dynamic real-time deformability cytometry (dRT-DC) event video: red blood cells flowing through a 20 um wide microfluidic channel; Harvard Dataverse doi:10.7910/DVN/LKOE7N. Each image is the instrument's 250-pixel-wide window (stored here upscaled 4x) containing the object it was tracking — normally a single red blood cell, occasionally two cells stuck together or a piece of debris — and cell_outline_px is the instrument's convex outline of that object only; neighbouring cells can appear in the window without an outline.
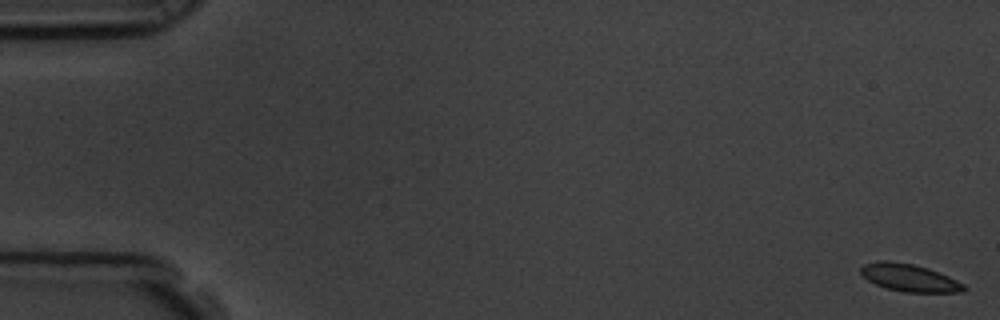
{"species": "common noctule bat (a hibernating species)", "species_latin": "Nyctalus noctula", "temperature_condition": "room temperature", "stored_images_in_passage": 58, "camera_frame_rate_fps": 3000, "um_per_image_px": 0.085, "animal": {"sex": "male", "body_mass_g": 19.5, "forearm_length_mm": 54.6}, "frame": {"image": 1, "passage_image": 1, "time_ms": 0.0, "image_size_px": [1000, 320], "cell_outline_px": [[964, 292], [904, 292], [888, 288], [876, 284], [868, 280], [860, 272], [860, 268], [864, 264], [880, 260], [888, 260], [912, 264], [928, 268], [948, 276], [964, 284]], "centroid_in_image_um": [77.28, 23.6], "position_along_channel_um": 7.7, "area_um2": 16.3}}
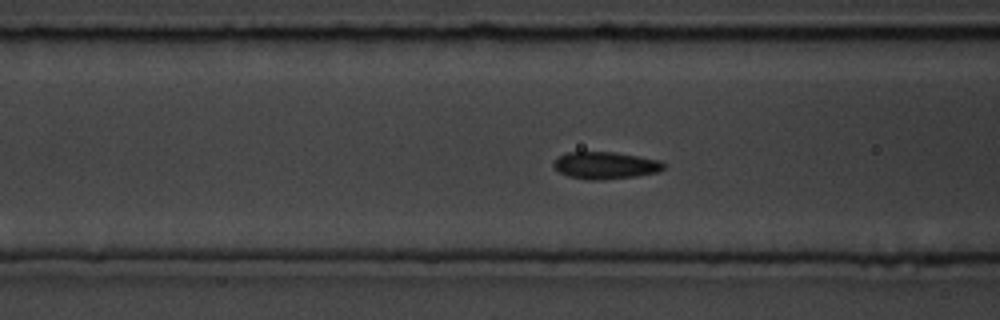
{"frame": {"image": 2, "passage_image": 23, "time_ms": 7.333, "image_size_px": [1000, 320], "cell_outline_px": [[664, 168], [656, 172], [636, 176], [604, 180], [588, 180], [568, 176], [560, 172], [552, 164], [560, 156], [568, 152], [616, 152], [660, 160], [664, 164]], "centroid_in_image_um": [51.46, 14.06], "position_along_channel_um": 115.1, "area_um2": 17.28}}
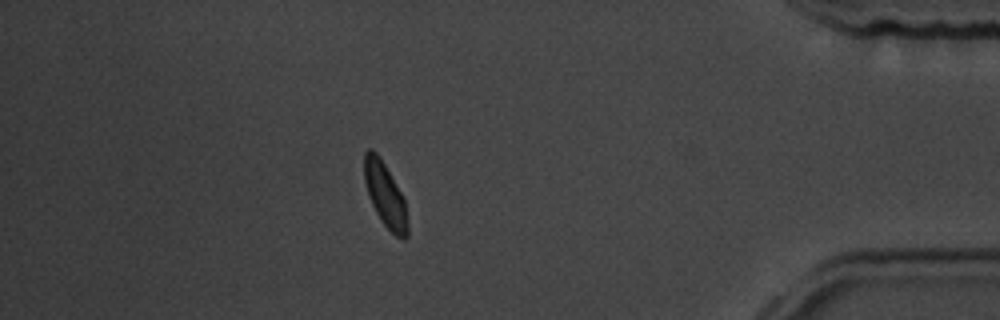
{"frame": {"image": 3, "passage_image": 51, "time_ms": 16.667, "image_size_px": [1000, 320], "cell_outline_px": [[408, 236], [404, 240], [396, 236], [380, 220], [368, 196], [364, 180], [364, 152], [368, 148], [372, 148], [380, 156], [404, 196], [408, 224]], "centroid_in_image_um": [32.74, 16.54], "position_along_channel_um": 402.5, "area_um2": 16.47}, "authors_computed_cell_mechanics": {"area_um2": 16.762, "velocity_mm_per_s": 3.5342, "shape_relaxation_time_tau1_ms": 3.1046, "shape_relaxation_time_tau2_ms": null, "deformation_change_tau1": 0.0698, "deformation_change_tau2": null}}